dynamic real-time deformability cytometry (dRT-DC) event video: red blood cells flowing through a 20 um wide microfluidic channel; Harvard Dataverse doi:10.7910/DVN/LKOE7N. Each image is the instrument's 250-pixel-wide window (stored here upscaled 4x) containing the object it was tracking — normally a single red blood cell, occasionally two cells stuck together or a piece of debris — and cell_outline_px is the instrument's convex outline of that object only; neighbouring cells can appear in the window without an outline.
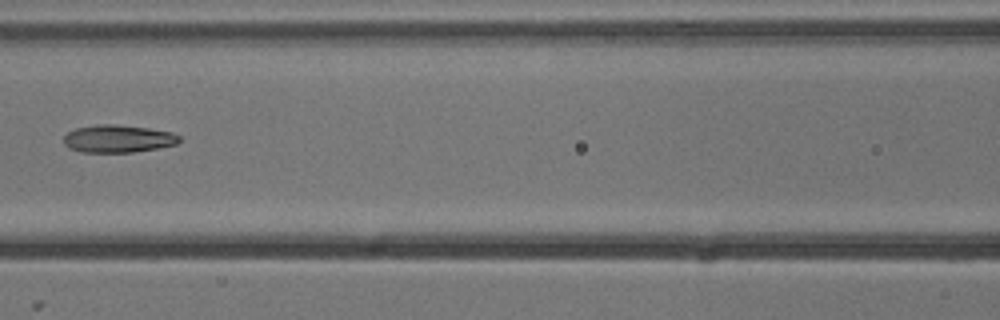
{"species": "common noctule bat (a hibernating species)", "species_latin": "Nyctalus noctula", "temperature_condition": "cold", "stored_images_in_passage": 7, "camera_frame_rate_fps": 3000, "um_per_image_px": 0.085, "animal": {"sex": "male", "body_mass_g": 13.3}, "frame": {"image": 1, "passage_image": 7, "time_ms": 2.0, "image_size_px": [1000, 320], "cell_outline_px": [[180, 140], [176, 144], [156, 148], [132, 152], [80, 152], [68, 148], [64, 144], [64, 136], [68, 132], [76, 128], [96, 124], [112, 124], [148, 128], [172, 132], [180, 136]], "centroid_in_image_um": [10.0, 11.79], "position_along_channel_um": 156.6, "area_um2": 18.55}}